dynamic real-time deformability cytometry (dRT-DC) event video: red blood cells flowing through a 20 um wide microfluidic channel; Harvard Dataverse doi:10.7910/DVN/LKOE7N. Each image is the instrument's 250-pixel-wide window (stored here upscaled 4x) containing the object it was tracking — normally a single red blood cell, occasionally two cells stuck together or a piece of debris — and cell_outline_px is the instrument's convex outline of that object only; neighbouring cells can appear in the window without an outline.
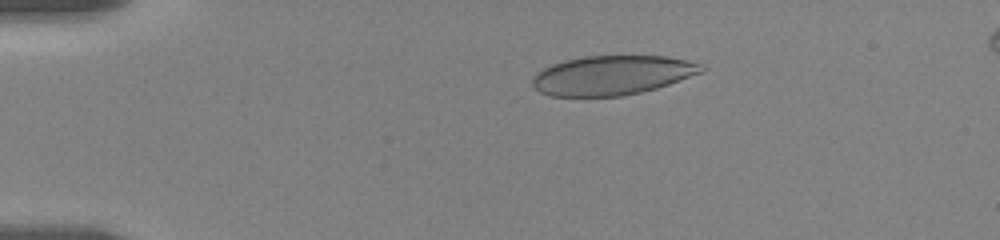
{"species": "human", "species_latin": "Homo sapiens", "temperature_condition": "room temperature", "stored_images_in_passage": 48, "camera_frame_rate_fps": 3000, "um_per_image_px": 0.085, "donor": {"sex": "female"}, "frame": {"image": 1, "passage_image": 2, "time_ms": 0.333, "image_size_px": [1000, 240], "cell_outline_px": [[708, 68], [704, 72], [656, 88], [624, 96], [548, 96], [540, 92], [532, 84], [532, 80], [536, 72], [552, 64], [564, 60], [584, 56], [668, 56], [704, 64]], "centroid_in_image_um": [52.06, 6.39], "position_along_channel_um": 32.9, "area_um2": 38.96}}
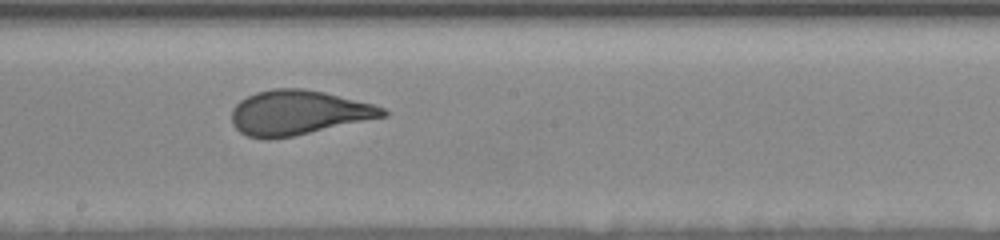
{"frame": {"image": 2, "passage_image": 23, "time_ms": 7.333, "image_size_px": [1000, 240], "cell_outline_px": [[388, 116], [292, 136], [264, 140], [248, 136], [240, 132], [232, 124], [232, 108], [240, 100], [256, 92], [272, 88], [300, 88], [324, 92], [372, 104], [384, 108], [388, 112]], "centroid_in_image_um": [25.33, 9.58], "position_along_channel_um": 222.9, "area_um2": 39.13}}
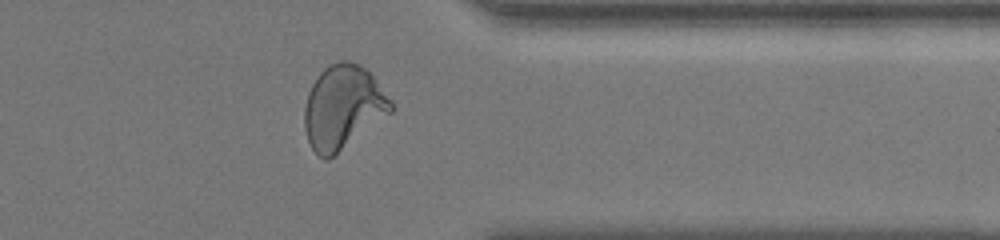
{"frame": {"image": 3, "passage_image": 37, "time_ms": 12.0, "image_size_px": [1000, 240], "cell_outline_px": [[392, 112], [328, 160], [324, 160], [312, 148], [308, 140], [304, 128], [304, 108], [308, 92], [312, 84], [320, 72], [328, 64], [340, 60], [348, 60], [360, 64], [372, 76], [392, 100]], "centroid_in_image_um": [29.14, 9.1], "position_along_channel_um": 382.3, "area_um2": 42.02}, "authors_computed_cell_mechanics": {"area_um2": 40.1999, "velocity_mm_per_s": 3.5164, "shape_relaxation_time_tau1_ms": 5.7255, "shape_relaxation_time_tau2_ms": null, "deformation_change_tau1": 0.1964, "deformation_change_tau2": null}}